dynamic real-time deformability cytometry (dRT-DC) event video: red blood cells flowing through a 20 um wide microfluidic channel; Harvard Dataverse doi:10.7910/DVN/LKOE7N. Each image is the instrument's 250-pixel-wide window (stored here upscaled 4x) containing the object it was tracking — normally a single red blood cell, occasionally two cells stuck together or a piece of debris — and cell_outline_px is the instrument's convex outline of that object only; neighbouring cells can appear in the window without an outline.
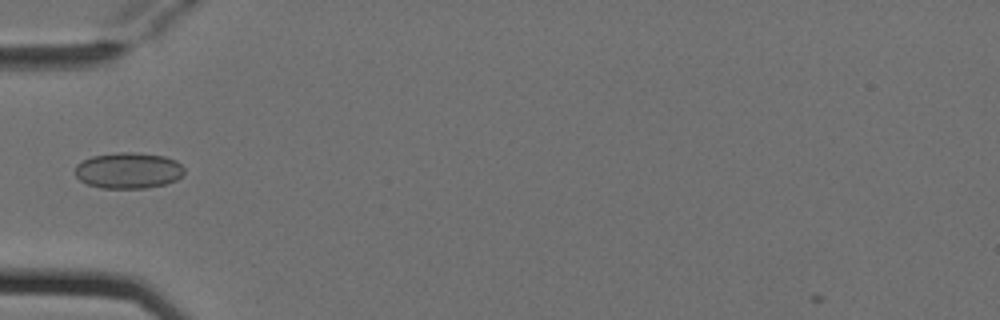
{"species": "Egyptian fruit bat (a non-hibernating species)", "species_latin": "Rousettus aegyptiacus", "temperature_condition": "cold", "stored_images_in_passage": 2, "camera_frame_rate_fps": 3000, "um_per_image_px": 0.085, "animal": {"sex": "female"}, "frame": {"image": 1, "passage_image": 2, "time_ms": 0.333, "image_size_px": [1000, 320], "cell_outline_px": [[184, 172], [176, 180], [164, 184], [144, 188], [100, 188], [88, 184], [80, 180], [76, 176], [76, 164], [92, 156], [116, 152], [132, 152], [164, 156], [176, 160], [184, 168]], "centroid_in_image_um": [10.9, 14.49], "position_along_channel_um": 74.1, "area_um2": 22.83}}